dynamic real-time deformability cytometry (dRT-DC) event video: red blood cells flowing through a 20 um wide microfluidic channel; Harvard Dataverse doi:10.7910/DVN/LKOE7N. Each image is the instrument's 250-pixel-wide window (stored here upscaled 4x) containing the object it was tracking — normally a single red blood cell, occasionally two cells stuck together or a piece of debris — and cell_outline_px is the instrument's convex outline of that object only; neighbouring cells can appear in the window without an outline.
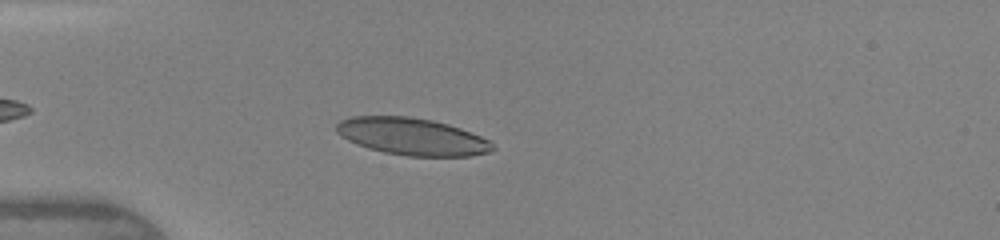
{"species": "human", "species_latin": "Homo sapiens", "temperature_condition": "warm", "stored_images_in_passage": 39, "camera_frame_rate_fps": 3000, "um_per_image_px": 0.085, "donor": {"sex": "female"}, "frame": {"image": 1, "passage_image": 6, "time_ms": 1.667, "image_size_px": [1000, 240], "cell_outline_px": [[496, 148], [492, 152], [472, 156], [408, 156], [384, 152], [368, 148], [348, 140], [336, 132], [336, 124], [340, 120], [352, 116], [408, 116], [432, 120], [448, 124], [460, 128], [492, 140]], "centroid_in_image_um": [35.08, 11.61], "position_along_channel_um": 49.9, "area_um2": 34.04}}
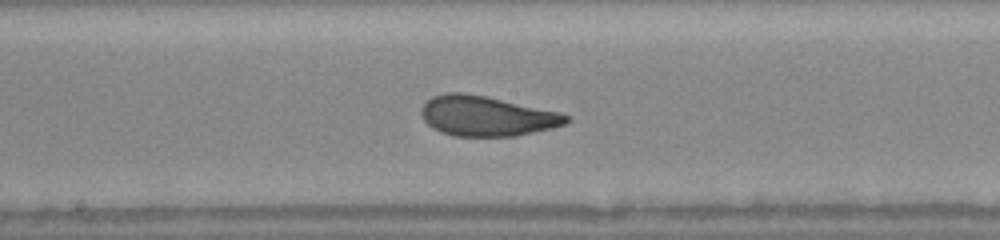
{"frame": {"image": 2, "passage_image": 18, "time_ms": 5.667, "image_size_px": [1000, 240], "cell_outline_px": [[572, 120], [564, 124], [552, 128], [516, 136], [452, 136], [440, 132], [432, 128], [424, 120], [420, 112], [420, 108], [432, 96], [448, 92], [464, 92], [484, 96], [560, 112], [568, 116]], "centroid_in_image_um": [41.34, 9.87], "position_along_channel_um": 206.9, "area_um2": 33.81}}
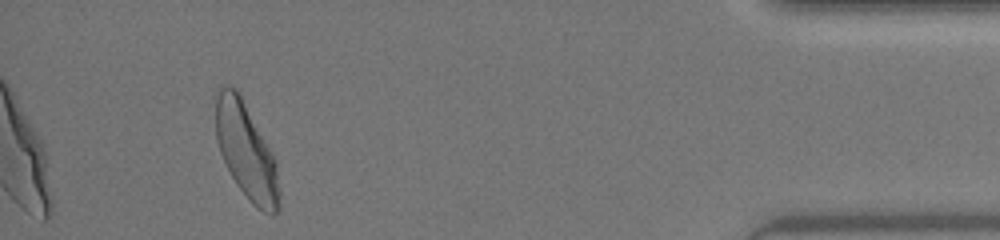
{"frame": {"image": 3, "passage_image": 36, "time_ms": 11.667, "image_size_px": [1000, 240], "cell_outline_px": [[280, 208], [272, 216], [256, 208], [252, 204], [236, 184], [220, 152], [216, 136], [216, 96], [220, 88], [224, 84], [236, 88], [276, 160], [280, 192]], "centroid_in_image_um": [20.95, 12.9], "position_along_channel_um": 414.2, "area_um2": 35.2}, "authors_computed_cell_mechanics": {"area_um2": 34.0442, "velocity_mm_per_s": 4.3524, "shape_relaxation_time_tau1_ms": 4.3861, "shape_relaxation_time_tau2_ms": 0.7153, "deformation_change_tau1": 0.1591, "deformation_change_tau2": 0.055}}